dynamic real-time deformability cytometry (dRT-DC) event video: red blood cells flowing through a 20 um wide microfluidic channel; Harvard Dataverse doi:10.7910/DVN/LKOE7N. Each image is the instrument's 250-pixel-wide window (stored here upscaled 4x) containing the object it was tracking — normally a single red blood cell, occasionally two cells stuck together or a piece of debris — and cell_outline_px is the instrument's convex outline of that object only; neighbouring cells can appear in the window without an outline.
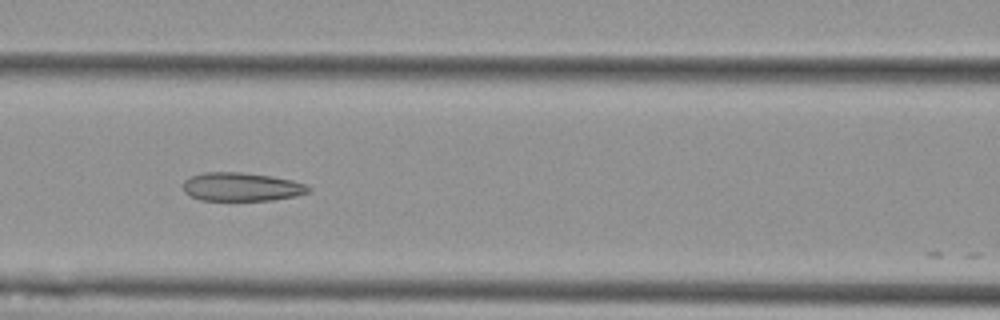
{"species": "Egyptian fruit bat (a non-hibernating species)", "species_latin": "Rousettus aegyptiacus", "temperature_condition": "cold", "stored_images_in_passage": 7, "camera_frame_rate_fps": 3000, "um_per_image_px": 0.085, "animal": {"sex": "female"}, "frame": {"image": 1, "passage_image": 6, "time_ms": 6.0, "image_size_px": [1000, 320], "cell_outline_px": [[312, 188], [308, 192], [296, 196], [272, 200], [200, 200], [184, 192], [184, 180], [192, 176], [204, 172], [240, 172], [272, 176], [292, 180], [308, 184]], "centroid_in_image_um": [20.57, 15.88], "position_along_channel_um": 146.0, "area_um2": 20.87}}
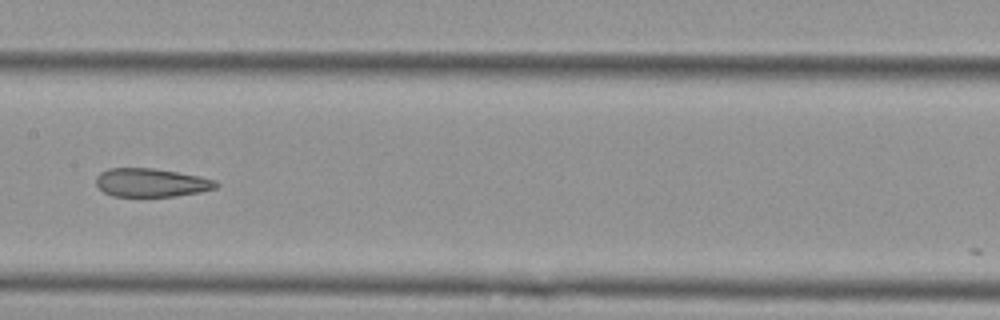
{"frame": {"image": 2, "passage_image": 7, "time_ms": 7.333, "image_size_px": [1000, 320], "cell_outline_px": [[220, 184], [216, 188], [200, 192], [176, 196], [112, 196], [104, 192], [96, 184], [96, 176], [100, 172], [108, 168], [152, 168], [200, 176], [216, 180]], "centroid_in_image_um": [12.86, 15.52], "position_along_channel_um": 194.5, "area_um2": 19.94}}